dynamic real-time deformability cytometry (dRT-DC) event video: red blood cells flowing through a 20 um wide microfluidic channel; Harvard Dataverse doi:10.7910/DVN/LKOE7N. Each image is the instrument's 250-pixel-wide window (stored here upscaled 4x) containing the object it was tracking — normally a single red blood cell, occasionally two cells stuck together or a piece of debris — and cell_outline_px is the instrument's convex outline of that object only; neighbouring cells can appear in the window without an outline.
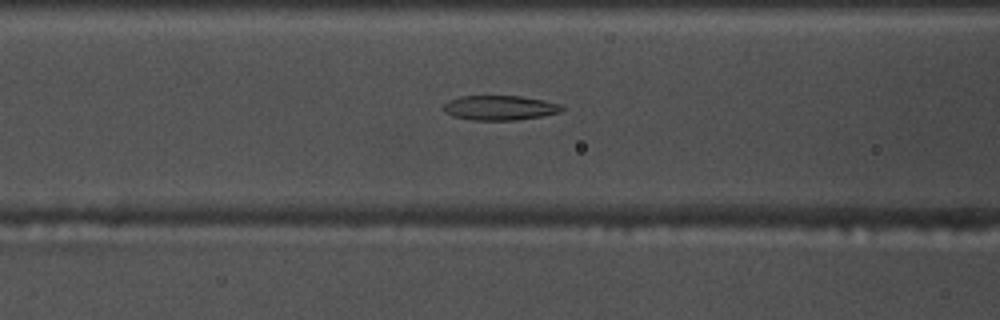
{"species": "common noctule bat (a hibernating species)", "species_latin": "Nyctalus noctula", "temperature_condition": "warm", "stored_images_in_passage": 39, "camera_frame_rate_fps": 3000, "um_per_image_px": 0.085, "animal": {"sex": "male", "body_mass_g": 17.5, "forearm_length_mm": 52.3}, "frame": {"image": 1, "passage_image": 12, "time_ms": 3.667, "image_size_px": [1000, 320], "cell_outline_px": [[564, 108], [560, 112], [544, 116], [516, 120], [472, 120], [452, 116], [444, 112], [444, 104], [448, 100], [460, 96], [520, 96], [544, 100], [560, 104]], "centroid_in_image_um": [42.48, 9.16], "position_along_channel_um": 124.1, "area_um2": 17.11}}
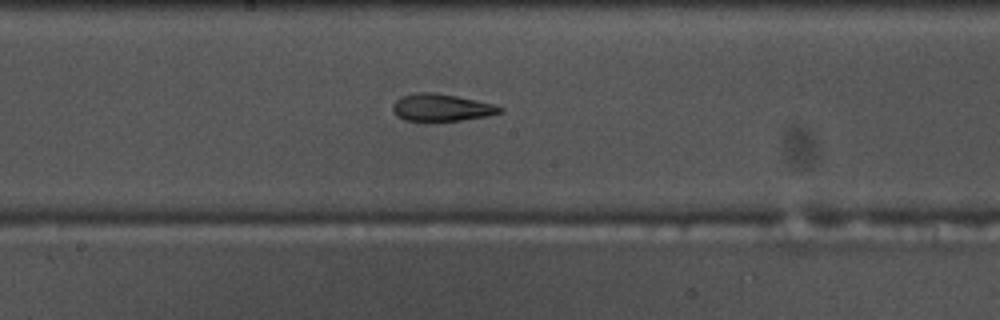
{"frame": {"image": 2, "passage_image": 19, "time_ms": 6.0, "image_size_px": [1000, 320], "cell_outline_px": [[504, 112], [488, 116], [460, 120], [404, 120], [396, 116], [392, 108], [392, 104], [400, 96], [416, 92], [436, 92], [496, 104], [504, 108]], "centroid_in_image_um": [37.54, 9.12], "position_along_channel_um": 210.7, "area_um2": 17.11}}
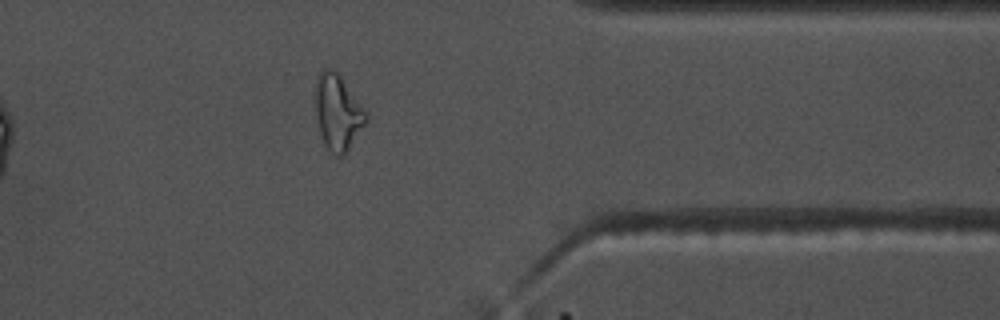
{"frame": {"image": 3, "passage_image": 34, "time_ms": 11.0, "image_size_px": [1000, 320], "cell_outline_px": [[368, 120], [344, 156], [336, 156], [324, 144], [320, 132], [316, 116], [316, 80], [320, 72], [324, 68], [336, 68], [368, 112]], "centroid_in_image_um": [28.74, 9.51], "position_along_channel_um": 382.7, "area_um2": 22.6}, "authors_computed_cell_mechanics": {"area_um2": 17.8602, "velocity_mm_per_s": 3.7201, "shape_relaxation_time_tau1_ms": null, "shape_relaxation_time_tau2_ms": 3.2148, "deformation_change_tau1": null, "deformation_change_tau2": 0.1312}}